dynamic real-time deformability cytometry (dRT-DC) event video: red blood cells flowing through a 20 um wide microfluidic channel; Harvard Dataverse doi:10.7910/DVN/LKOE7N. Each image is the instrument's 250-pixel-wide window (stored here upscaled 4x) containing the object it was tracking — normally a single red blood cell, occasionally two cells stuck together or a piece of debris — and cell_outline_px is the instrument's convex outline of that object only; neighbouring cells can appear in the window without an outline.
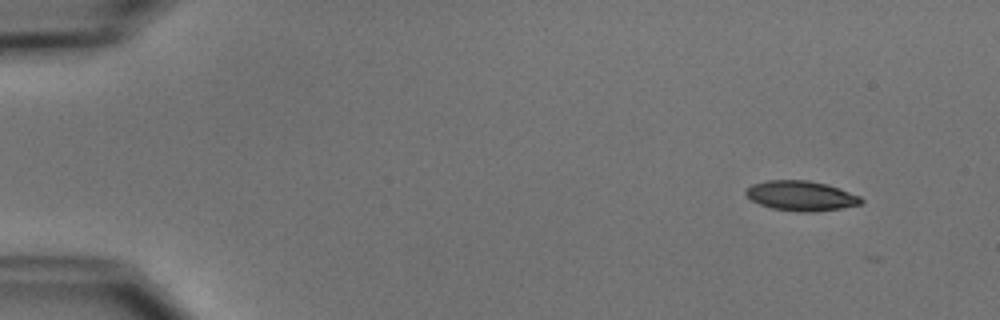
{"species": "common noctule bat (a hibernating species)", "species_latin": "Nyctalus noctula", "temperature_condition": "cold", "stored_images_in_passage": 8, "camera_frame_rate_fps": 3000, "um_per_image_px": 0.085, "animal": {"sex": "male", "body_mass_g": 15.6}, "frame": {"image": 1, "passage_image": 1, "time_ms": 0.0, "image_size_px": [1000, 320], "cell_outline_px": [[864, 200], [860, 204], [840, 208], [812, 212], [796, 212], [772, 208], [760, 204], [752, 200], [744, 192], [752, 184], [768, 180], [808, 180], [824, 184], [860, 196]], "centroid_in_image_um": [68.06, 16.65], "position_along_channel_um": 16.9, "area_um2": 19.77}}